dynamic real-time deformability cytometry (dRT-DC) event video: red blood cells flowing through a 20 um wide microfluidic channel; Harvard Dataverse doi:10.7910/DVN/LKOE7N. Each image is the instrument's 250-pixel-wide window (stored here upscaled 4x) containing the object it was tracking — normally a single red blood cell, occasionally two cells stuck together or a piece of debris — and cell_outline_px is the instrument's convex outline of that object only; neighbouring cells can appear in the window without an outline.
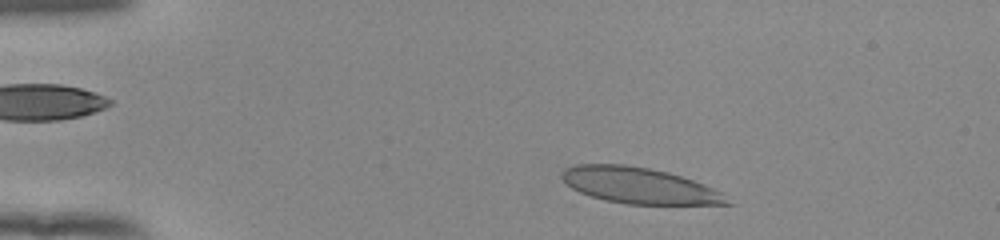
{"species": "human", "species_latin": "Homo sapiens", "temperature_condition": "room temperature", "stored_images_in_passage": 48, "camera_frame_rate_fps": 3000, "um_per_image_px": 0.085, "donor": {"sex": "female"}, "frame": {"image": 1, "passage_image": 5, "time_ms": 1.333, "image_size_px": [1000, 240], "cell_outline_px": [[732, 204], [624, 204], [604, 200], [580, 192], [572, 188], [560, 176], [560, 172], [564, 168], [576, 164], [624, 164], [648, 168], [668, 172], [704, 184], [720, 192]], "centroid_in_image_um": [54.27, 15.76], "position_along_channel_um": 30.7, "area_um2": 34.39}}
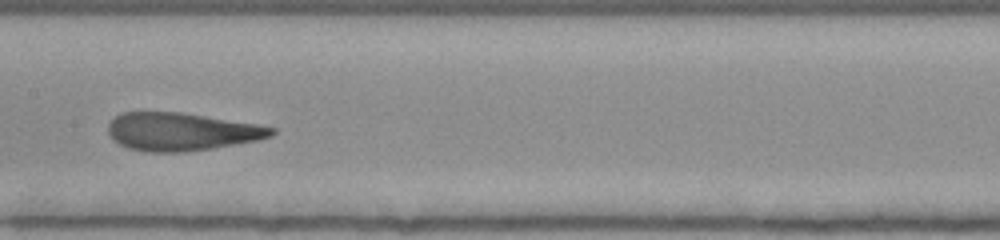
{"frame": {"image": 2, "passage_image": 23, "time_ms": 7.333, "image_size_px": [1000, 240], "cell_outline_px": [[276, 132], [272, 136], [256, 140], [212, 148], [184, 152], [148, 152], [128, 148], [112, 140], [108, 132], [108, 124], [120, 112], [180, 112], [260, 124], [276, 128]], "centroid_in_image_um": [15.42, 11.19], "position_along_channel_um": 192.0, "area_um2": 36.18}}
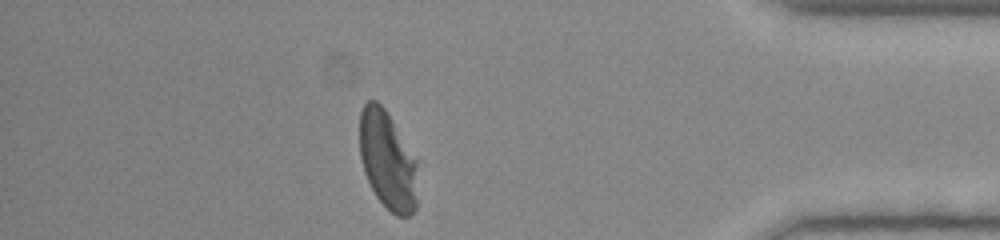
{"frame": {"image": 3, "passage_image": 42, "time_ms": 13.667, "image_size_px": [1000, 240], "cell_outline_px": [[416, 208], [408, 216], [396, 216], [376, 196], [364, 172], [360, 156], [360, 112], [364, 104], [368, 100], [376, 100], [384, 108], [392, 120], [416, 160]], "centroid_in_image_um": [32.92, 13.62], "position_along_channel_um": 402.3, "area_um2": 32.71}, "authors_computed_cell_mechanics": {"area_um2": 36.0094, "velocity_mm_per_s": 3.8562, "shape_relaxation_time_tau1_ms": 6.0501, "shape_relaxation_time_tau2_ms": 0.9471, "deformation_change_tau1": 0.2246, "deformation_change_tau2": 0.1025}}